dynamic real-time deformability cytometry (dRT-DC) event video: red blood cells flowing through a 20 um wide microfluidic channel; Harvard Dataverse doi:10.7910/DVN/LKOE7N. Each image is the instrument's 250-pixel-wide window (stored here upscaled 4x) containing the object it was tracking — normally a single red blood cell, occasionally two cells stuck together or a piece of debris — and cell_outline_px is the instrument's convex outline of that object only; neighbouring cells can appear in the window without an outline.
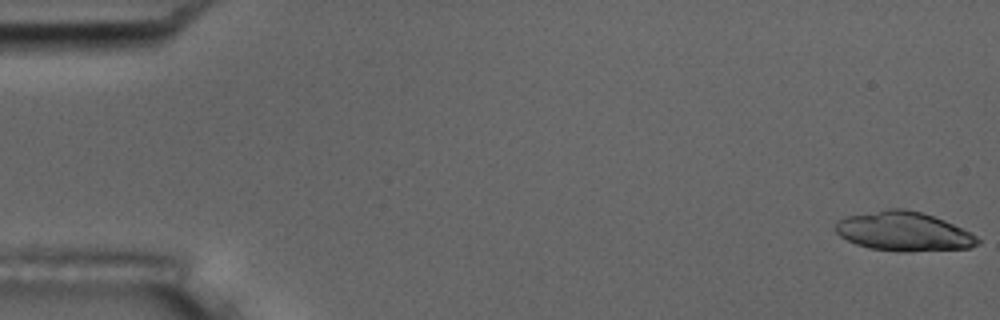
{"species": "common noctule bat (a hibernating species)", "species_latin": "Nyctalus noctula", "temperature_condition": "room temperature", "stored_images_in_passage": 6, "camera_frame_rate_fps": 3000, "um_per_image_px": 0.085, "animal": {"sex": "male", "body_mass_g": 17.5, "forearm_length_mm": 52.3}, "frame": {"image": 1, "passage_image": 1, "time_ms": 0.0, "image_size_px": [1000, 320], "cell_outline_px": [[980, 244], [968, 248], [908, 252], [900, 252], [868, 248], [856, 244], [840, 236], [836, 232], [836, 220], [844, 216], [888, 208], [904, 208], [920, 212], [944, 220], [976, 236], [980, 240]], "centroid_in_image_um": [76.77, 19.67], "position_along_channel_um": 8.2, "area_um2": 32.54}}